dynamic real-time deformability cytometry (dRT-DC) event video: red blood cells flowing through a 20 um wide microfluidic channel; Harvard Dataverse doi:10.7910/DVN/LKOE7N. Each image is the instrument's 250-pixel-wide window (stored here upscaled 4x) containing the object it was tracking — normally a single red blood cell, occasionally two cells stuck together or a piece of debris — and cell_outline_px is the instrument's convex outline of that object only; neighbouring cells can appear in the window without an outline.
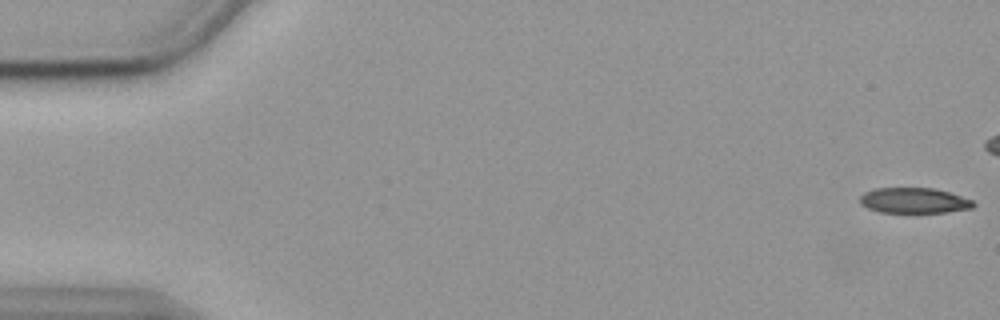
{"species": "common noctule bat (a hibernating species)", "species_latin": "Nyctalus noctula", "temperature_condition": "cold", "stored_images_in_passage": 46, "camera_frame_rate_fps": 3000, "um_per_image_px": 0.085, "animal": {"sex": "female", "body_mass_g": 19.9}, "frame": {"image": 1, "passage_image": 1, "time_ms": 0.0, "image_size_px": [1000, 320], "cell_outline_px": [[976, 204], [972, 208], [948, 212], [908, 216], [880, 212], [868, 208], [860, 204], [860, 196], [864, 192], [872, 188], [932, 188], [948, 192], [972, 200]], "centroid_in_image_um": [77.65, 17.1], "position_along_channel_um": 7.3, "area_um2": 17.74}}
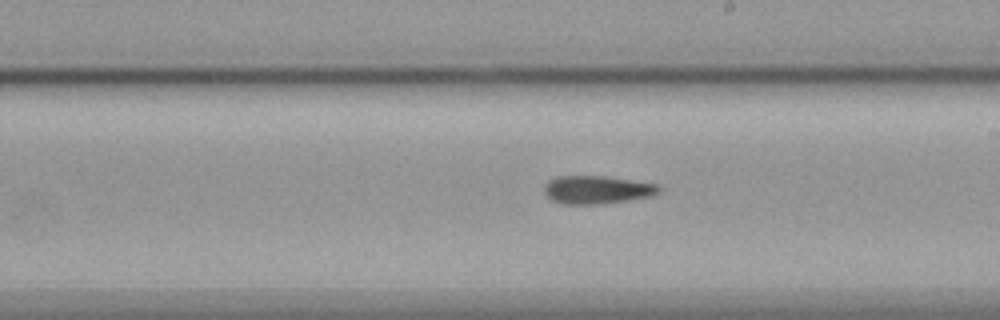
{"frame": {"image": 2, "passage_image": 32, "time_ms": 10.333, "image_size_px": [1000, 320], "cell_outline_px": [[660, 192], [652, 196], [604, 204], [560, 204], [552, 200], [544, 192], [544, 184], [548, 180], [556, 176], [604, 176], [660, 184]], "centroid_in_image_um": [50.74, 16.13], "position_along_channel_um": 238.3, "area_um2": 19.02}}
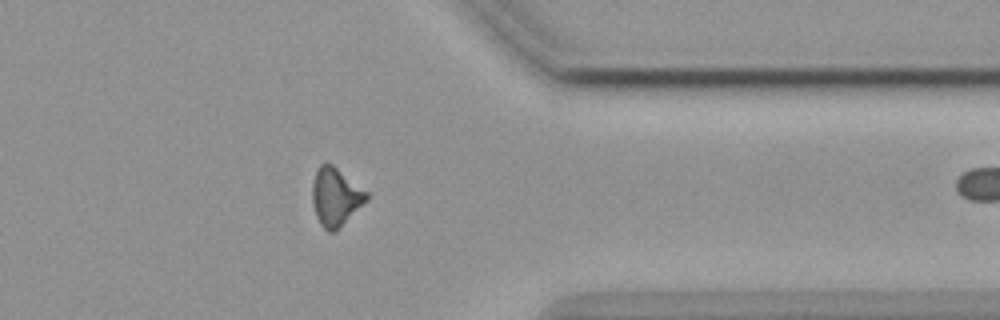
{"frame": {"image": 3, "passage_image": 45, "time_ms": 14.667, "image_size_px": [1000, 320], "cell_outline_px": [[368, 200], [336, 232], [328, 232], [320, 224], [316, 216], [312, 204], [312, 184], [316, 172], [320, 164], [324, 160], [332, 164], [368, 192]], "centroid_in_image_um": [28.52, 16.74], "position_along_channel_um": 382.9, "area_um2": 18.61}}